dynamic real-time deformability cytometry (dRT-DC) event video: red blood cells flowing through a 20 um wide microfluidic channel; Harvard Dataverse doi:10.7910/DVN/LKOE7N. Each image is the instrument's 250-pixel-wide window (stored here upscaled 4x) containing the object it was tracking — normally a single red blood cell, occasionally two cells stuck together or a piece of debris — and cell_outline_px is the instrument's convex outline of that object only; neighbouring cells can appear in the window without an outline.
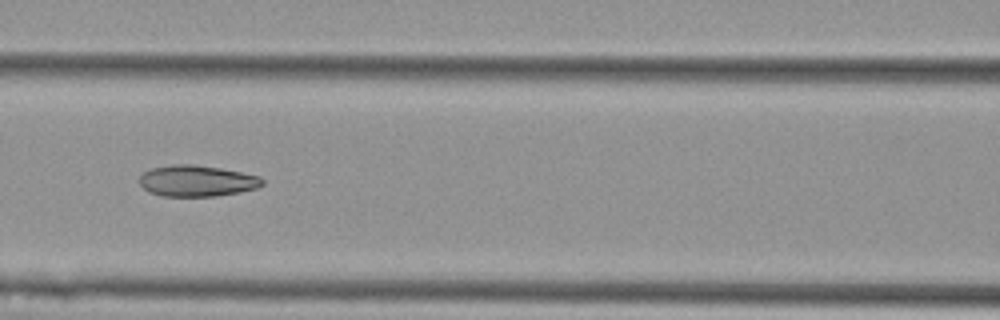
{"species": "Egyptian fruit bat (a non-hibernating species)", "species_latin": "Rousettus aegyptiacus", "temperature_condition": "cold", "stored_images_in_passage": 9, "camera_frame_rate_fps": 3000, "um_per_image_px": 0.085, "animal": {"sex": "female"}, "frame": {"image": 1, "passage_image": 6, "time_ms": 1.667, "image_size_px": [1000, 320], "cell_outline_px": [[264, 184], [256, 188], [240, 192], [216, 196], [164, 196], [148, 192], [140, 184], [140, 176], [144, 172], [152, 168], [172, 164], [192, 164], [220, 168], [260, 176], [264, 180]], "centroid_in_image_um": [16.74, 15.37], "position_along_channel_um": 149.9, "area_um2": 22.31}}
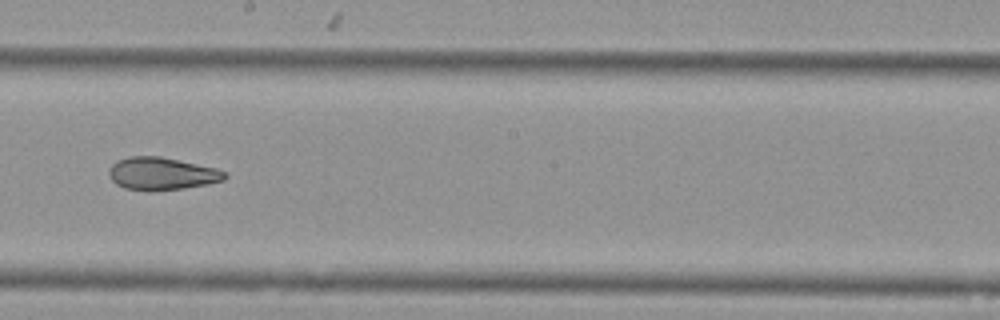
{"frame": {"image": 2, "passage_image": 8, "time_ms": 2.333, "image_size_px": [1000, 320], "cell_outline_px": [[228, 176], [224, 180], [208, 184], [184, 188], [148, 192], [124, 188], [116, 184], [108, 176], [108, 172], [112, 164], [116, 160], [128, 156], [160, 156], [216, 168], [224, 172]], "centroid_in_image_um": [13.71, 14.77], "position_along_channel_um": 234.5, "area_um2": 22.25}}
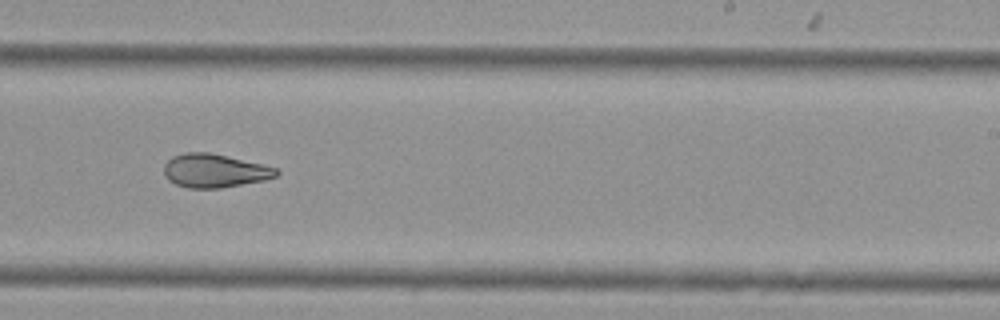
{"frame": {"image": 3, "passage_image": 9, "time_ms": 2.667, "image_size_px": [1000, 320], "cell_outline_px": [[280, 172], [276, 176], [264, 180], [220, 188], [188, 188], [176, 184], [168, 180], [164, 176], [164, 164], [172, 156], [184, 152], [208, 152], [260, 164], [276, 168]], "centroid_in_image_um": [18.18, 14.51], "position_along_channel_um": 270.8, "area_um2": 21.79}}